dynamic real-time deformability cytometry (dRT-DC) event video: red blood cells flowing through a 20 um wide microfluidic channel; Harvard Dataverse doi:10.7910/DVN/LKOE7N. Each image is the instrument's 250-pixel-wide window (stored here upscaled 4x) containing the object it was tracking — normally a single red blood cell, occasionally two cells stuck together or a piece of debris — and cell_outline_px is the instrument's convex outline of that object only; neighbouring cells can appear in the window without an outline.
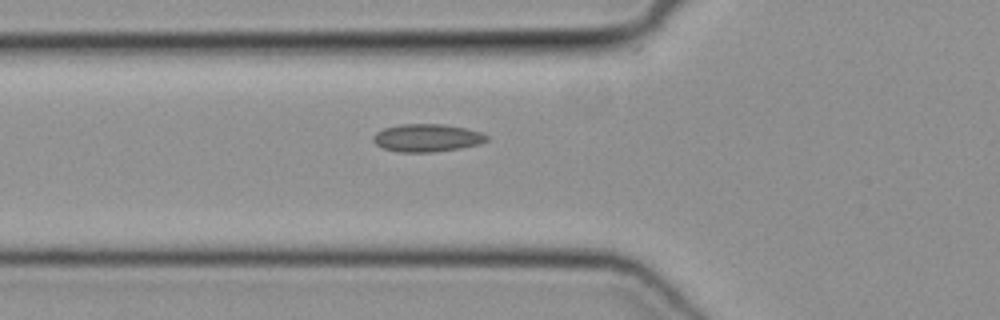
{"species": "common noctule bat (a hibernating species)", "species_latin": "Nyctalus noctula", "temperature_condition": "cold", "stored_images_in_passage": 37, "segment_of_instrument_passage": [1, 2], "camera_frame_rate_fps": 3000, "um_per_image_px": 0.085, "animal": {"sex": "female", "body_mass_g": 19.3, "forearm_length_mm": 54.1}, "frame": {"image": 1, "passage_image": 4, "time_ms": 1.0, "image_size_px": [1000, 320], "cell_outline_px": [[488, 140], [480, 144], [460, 148], [432, 152], [396, 152], [384, 148], [376, 144], [372, 140], [372, 136], [376, 132], [384, 128], [400, 124], [444, 124], [464, 128], [480, 132], [488, 136]], "centroid_in_image_um": [36.27, 11.72], "position_along_channel_um": 89.5, "area_um2": 18.38}}
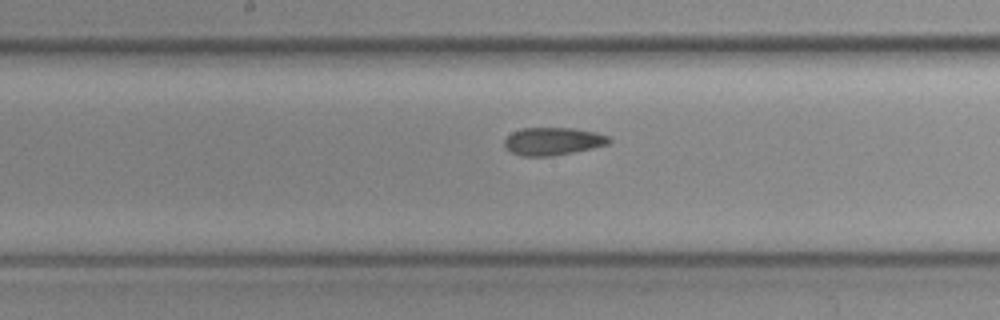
{"frame": {"image": 2, "passage_image": 12, "time_ms": 3.667, "image_size_px": [1000, 320], "cell_outline_px": [[612, 140], [608, 144], [592, 148], [552, 156], [524, 156], [512, 152], [504, 148], [504, 140], [512, 132], [520, 128], [572, 128], [596, 132], [608, 136]], "centroid_in_image_um": [46.98, 12.0], "position_along_channel_um": 201.2, "area_um2": 16.88}}
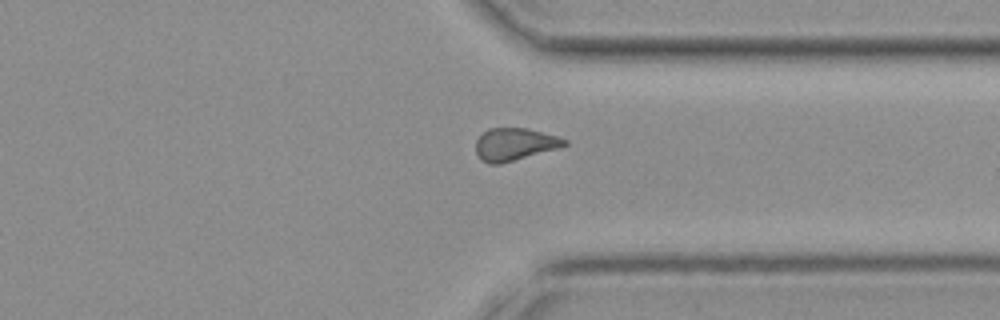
{"frame": {"image": 3, "passage_image": 24, "time_ms": 7.667, "image_size_px": [1000, 320], "cell_outline_px": [[568, 144], [556, 148], [500, 164], [488, 164], [480, 160], [476, 152], [476, 140], [488, 128], [528, 128], [556, 136], [568, 140]], "centroid_in_image_um": [43.7, 12.26], "position_along_channel_um": 367.7, "area_um2": 16.59}}